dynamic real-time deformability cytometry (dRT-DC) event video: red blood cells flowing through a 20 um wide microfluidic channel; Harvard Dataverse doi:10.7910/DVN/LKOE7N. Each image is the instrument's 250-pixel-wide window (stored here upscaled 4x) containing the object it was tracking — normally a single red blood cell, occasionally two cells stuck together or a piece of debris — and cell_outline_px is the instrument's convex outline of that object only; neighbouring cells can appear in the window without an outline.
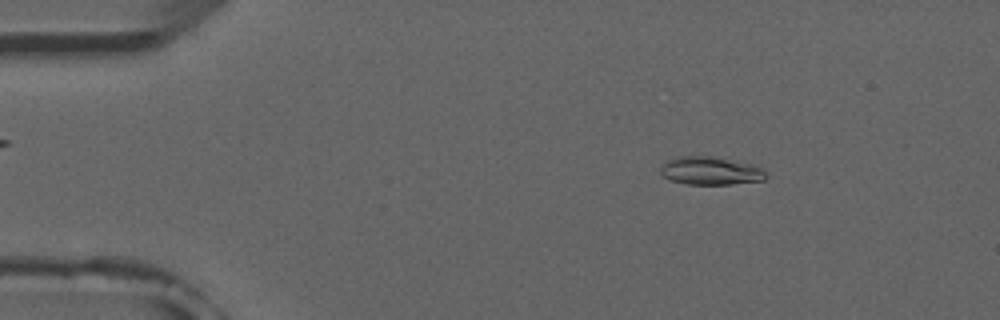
{"species": "common noctule bat (a hibernating species)", "species_latin": "Nyctalus noctula", "temperature_condition": "room temperature", "stored_images_in_passage": 51, "camera_frame_rate_fps": 3000, "um_per_image_px": 0.085, "animal": {"sex": "male", "forearm_length_mm": 52.5}, "frame": {"image": 1, "passage_image": 7, "time_ms": 2.0, "image_size_px": [1000, 320], "cell_outline_px": [[768, 176], [764, 180], [732, 184], [688, 184], [672, 180], [664, 176], [660, 172], [660, 164], [672, 156], [712, 156], [756, 164]], "centroid_in_image_um": [60.38, 14.5], "position_along_channel_um": 24.6, "area_um2": 17.51}}
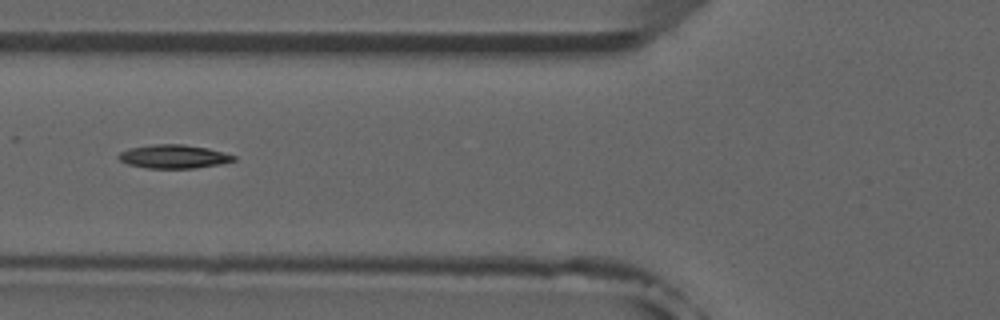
{"frame": {"image": 2, "passage_image": 19, "time_ms": 6.0, "image_size_px": [1000, 320], "cell_outline_px": [[236, 160], [220, 164], [196, 168], [148, 168], [128, 164], [120, 160], [116, 156], [120, 152], [128, 148], [152, 144], [184, 144], [208, 148], [224, 152], [236, 156]], "centroid_in_image_um": [14.76, 13.3], "position_along_channel_um": 111.0, "area_um2": 15.95}}
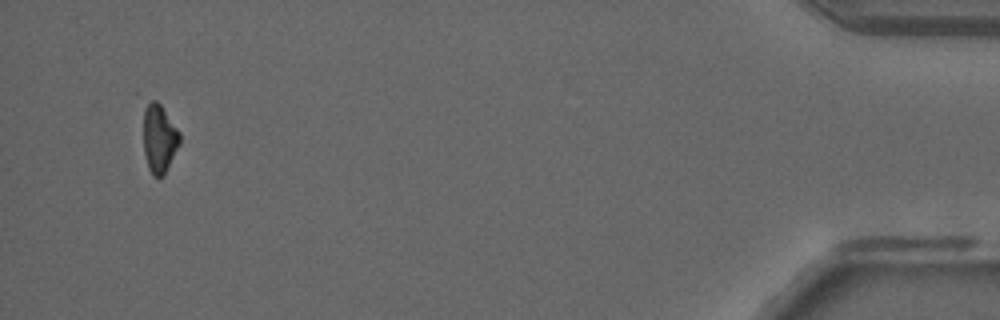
{"frame": {"image": 3, "passage_image": 49, "time_ms": 16.0, "image_size_px": [1000, 320], "cell_outline_px": [[180, 144], [164, 176], [152, 176], [148, 168], [144, 152], [144, 100], [156, 100], [160, 104], [180, 132]], "centroid_in_image_um": [13.53, 11.76], "position_along_channel_um": 421.7, "area_um2": 14.68}, "authors_computed_cell_mechanics": {"area_um2": 15.7216, "velocity_mm_per_s": 3.9303, "shape_relaxation_time_tau1_ms": 6.2722, "shape_relaxation_time_tau2_ms": 8.4114, "deformation_change_tau1": 0.1722, "deformation_change_tau2": 0.1655}}